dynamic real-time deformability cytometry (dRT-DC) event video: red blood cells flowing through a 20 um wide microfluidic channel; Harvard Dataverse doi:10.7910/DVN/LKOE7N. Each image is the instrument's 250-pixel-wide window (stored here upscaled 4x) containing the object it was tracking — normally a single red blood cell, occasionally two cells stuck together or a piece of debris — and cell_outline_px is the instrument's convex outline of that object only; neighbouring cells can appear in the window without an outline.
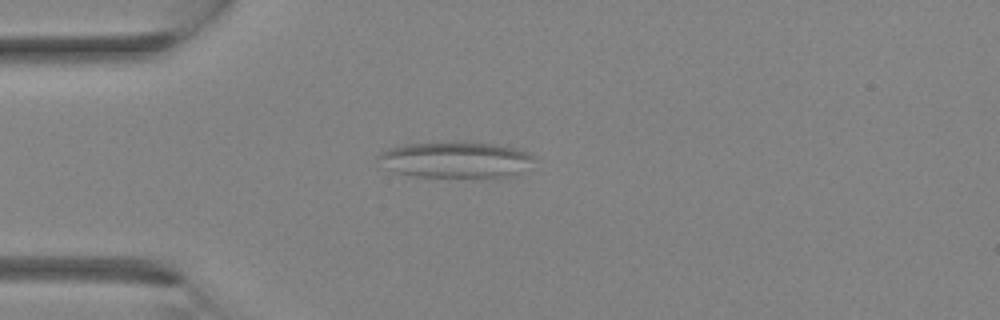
{"species": "Egyptian fruit bat (a non-hibernating species)", "species_latin": "Rousettus aegyptiacus", "temperature_condition": "room temperature", "stored_images_in_passage": 2, "camera_frame_rate_fps": 3000, "um_per_image_px": 0.085, "animal": {"sex": "female"}, "frame": {"image": 1, "passage_image": 2, "time_ms": 0.333, "image_size_px": [1000, 320], "cell_outline_px": [[536, 156], [532, 160], [516, 172], [500, 180], [416, 176], [392, 172], [384, 168], [376, 156], [380, 152], [388, 148], [404, 144], [464, 140], [492, 144], [512, 148], [528, 152]], "centroid_in_image_um": [38.65, 13.59], "position_along_channel_um": 46.3, "area_um2": 33.87}}